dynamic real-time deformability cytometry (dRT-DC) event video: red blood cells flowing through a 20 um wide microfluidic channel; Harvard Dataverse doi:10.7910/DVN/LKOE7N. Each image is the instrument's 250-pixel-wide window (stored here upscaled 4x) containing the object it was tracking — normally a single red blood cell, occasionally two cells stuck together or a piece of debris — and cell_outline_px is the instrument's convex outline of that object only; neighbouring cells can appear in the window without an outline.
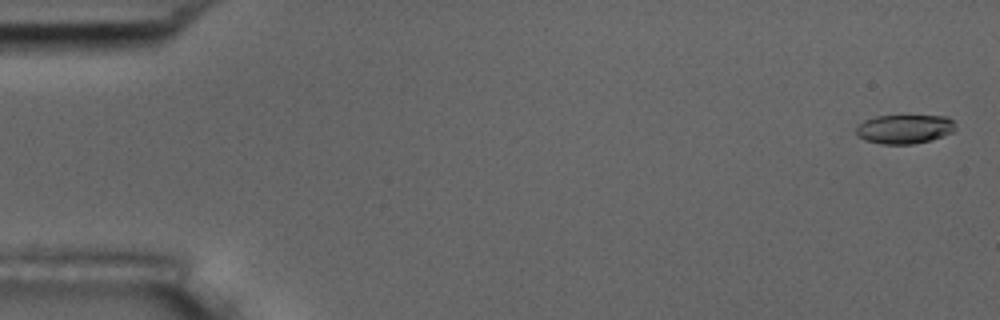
{"species": "common noctule bat (a hibernating species)", "species_latin": "Nyctalus noctula", "temperature_condition": "room temperature", "stored_images_in_passage": 8, "camera_frame_rate_fps": 3000, "um_per_image_px": 0.085, "animal": {"sex": "male", "body_mass_g": 17.5, "forearm_length_mm": 52.3}, "frame": {"image": 1, "passage_image": 1, "time_ms": 0.0, "image_size_px": [1000, 320], "cell_outline_px": [[956, 128], [952, 132], [944, 136], [932, 140], [912, 144], [880, 144], [864, 140], [856, 136], [856, 128], [864, 120], [876, 116], [948, 116], [956, 124]], "centroid_in_image_um": [76.89, 10.98], "position_along_channel_um": 8.1, "area_um2": 16.99}}
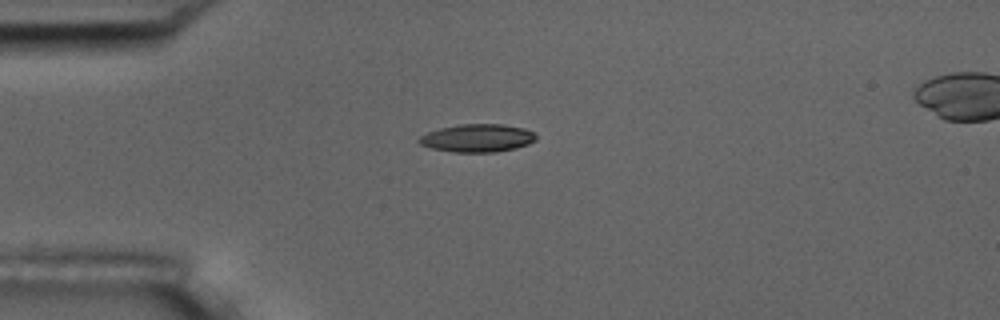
{"frame": {"image": 2, "passage_image": 4, "time_ms": 4.333, "image_size_px": [1000, 320], "cell_outline_px": [[536, 140], [528, 144], [516, 148], [496, 152], [452, 152], [432, 148], [420, 144], [416, 140], [420, 136], [428, 132], [440, 128], [460, 124], [500, 124], [524, 128], [532, 132], [536, 136]], "centroid_in_image_um": [40.56, 11.74], "position_along_channel_um": 44.4, "area_um2": 19.02}}
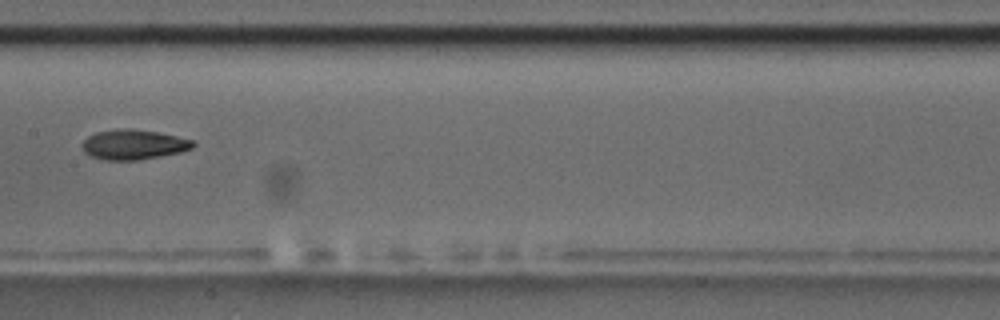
{"frame": {"image": 3, "passage_image": 8, "time_ms": 9.0, "image_size_px": [1000, 320], "cell_outline_px": [[196, 144], [192, 148], [180, 152], [140, 160], [104, 160], [92, 156], [84, 152], [80, 144], [88, 136], [96, 132], [120, 128], [132, 128], [156, 132], [176, 136], [192, 140]], "centroid_in_image_um": [11.32, 12.28], "position_along_channel_um": 196.1, "area_um2": 19.36}}